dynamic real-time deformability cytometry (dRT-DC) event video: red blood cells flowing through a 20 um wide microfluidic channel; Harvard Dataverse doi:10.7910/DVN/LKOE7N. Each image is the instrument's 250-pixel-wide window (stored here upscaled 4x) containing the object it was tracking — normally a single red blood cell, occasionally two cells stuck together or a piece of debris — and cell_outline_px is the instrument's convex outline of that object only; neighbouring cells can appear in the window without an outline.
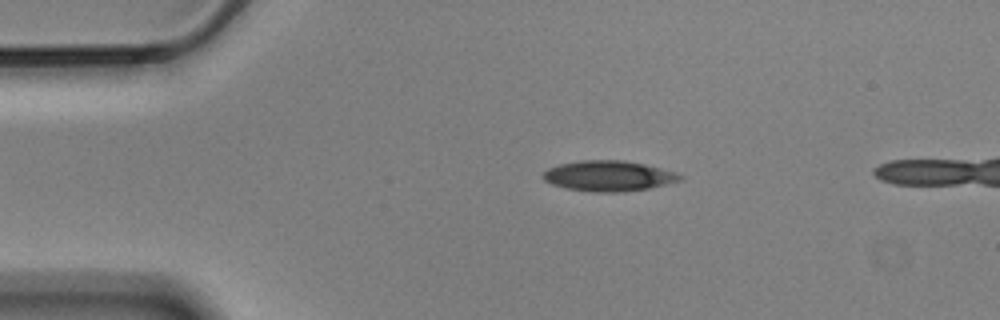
{"species": "Egyptian fruit bat (a non-hibernating species)", "species_latin": "Rousettus aegyptiacus", "temperature_condition": "cold", "stored_images_in_passage": 12, "camera_frame_rate_fps": 3000, "um_per_image_px": 0.085, "animal": {"sex": "male"}, "frame": {"image": 1, "passage_image": 6, "time_ms": 1.667, "image_size_px": [1000, 320], "cell_outline_px": [[684, 176], [680, 180], [648, 188], [624, 192], [592, 192], [564, 188], [552, 184], [544, 180], [544, 172], [548, 168], [560, 164], [580, 160], [624, 160], [644, 164], [676, 172]], "centroid_in_image_um": [51.72, 14.95], "position_along_channel_um": 33.3, "area_um2": 24.22}}